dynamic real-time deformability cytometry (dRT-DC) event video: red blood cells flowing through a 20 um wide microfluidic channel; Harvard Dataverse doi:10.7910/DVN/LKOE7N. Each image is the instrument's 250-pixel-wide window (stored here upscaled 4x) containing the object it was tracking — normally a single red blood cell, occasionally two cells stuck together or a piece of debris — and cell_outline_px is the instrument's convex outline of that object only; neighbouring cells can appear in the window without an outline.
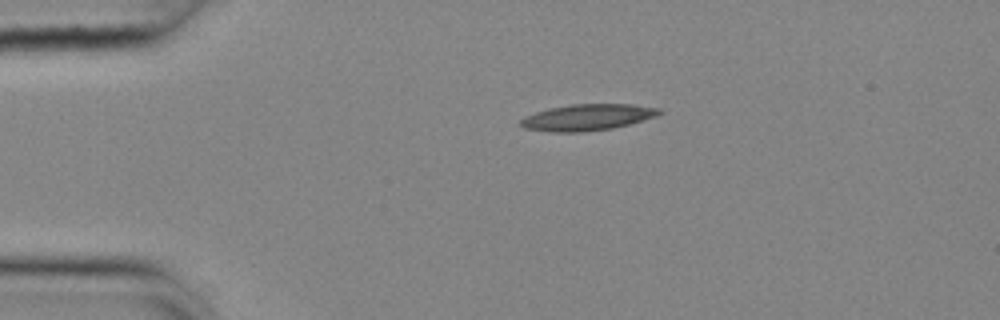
{"species": "common noctule bat (a hibernating species)", "species_latin": "Nyctalus noctula", "temperature_condition": "cold", "stored_images_in_passage": 44, "camera_frame_rate_fps": 3000, "um_per_image_px": 0.085, "animal": {"sex": "female", "body_mass_g": 25.1}, "frame": {"image": 1, "passage_image": 1, "time_ms": 0.0, "image_size_px": [1000, 320], "cell_outline_px": [[664, 112], [656, 116], [628, 124], [612, 128], [580, 132], [552, 132], [524, 128], [520, 124], [520, 120], [524, 116], [548, 108], [572, 104], [632, 104], [660, 108]], "centroid_in_image_um": [49.92, 9.96], "position_along_channel_um": 35.1, "area_um2": 21.21}}
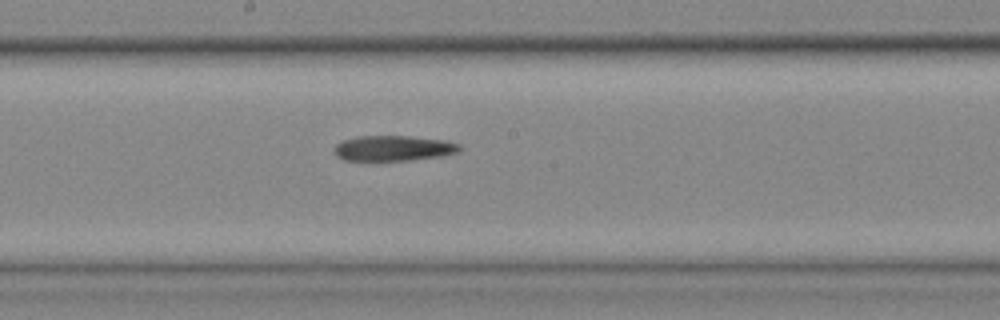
{"frame": {"image": 2, "passage_image": 19, "time_ms": 6.0, "image_size_px": [1000, 320], "cell_outline_px": [[460, 148], [456, 152], [440, 156], [412, 160], [376, 164], [368, 164], [344, 160], [336, 156], [336, 144], [344, 140], [360, 136], [408, 136], [444, 140], [460, 144]], "centroid_in_image_um": [33.36, 12.66], "position_along_channel_um": 214.8, "area_um2": 19.31}}
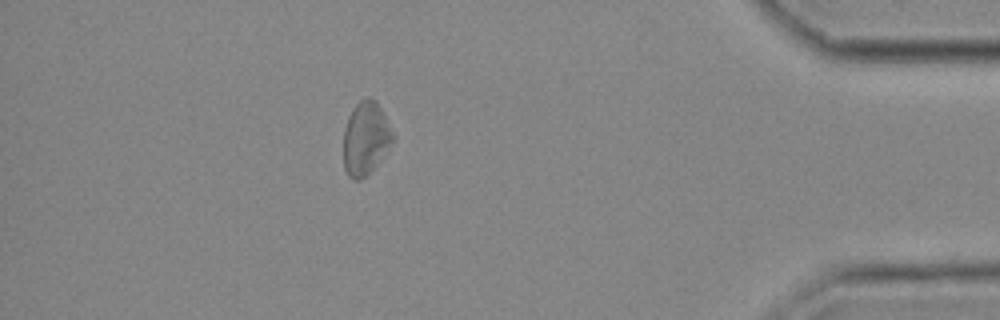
{"frame": {"image": 3, "passage_image": 38, "time_ms": 12.333, "image_size_px": [1000, 320], "cell_outline_px": [[396, 140], [376, 164], [360, 180], [352, 180], [348, 176], [344, 168], [344, 128], [348, 116], [352, 108], [360, 100], [368, 96], [376, 100]], "centroid_in_image_um": [31.07, 11.75], "position_along_channel_um": 404.1, "area_um2": 20.92}, "authors_computed_cell_mechanics": {"area_um2": 20.1433, "velocity_mm_per_s": 3.6747, "shape_relaxation_time_tau1_ms": 7.0856, "shape_relaxation_time_tau2_ms": null, "deformation_change_tau1": 0.1238, "deformation_change_tau2": null}}